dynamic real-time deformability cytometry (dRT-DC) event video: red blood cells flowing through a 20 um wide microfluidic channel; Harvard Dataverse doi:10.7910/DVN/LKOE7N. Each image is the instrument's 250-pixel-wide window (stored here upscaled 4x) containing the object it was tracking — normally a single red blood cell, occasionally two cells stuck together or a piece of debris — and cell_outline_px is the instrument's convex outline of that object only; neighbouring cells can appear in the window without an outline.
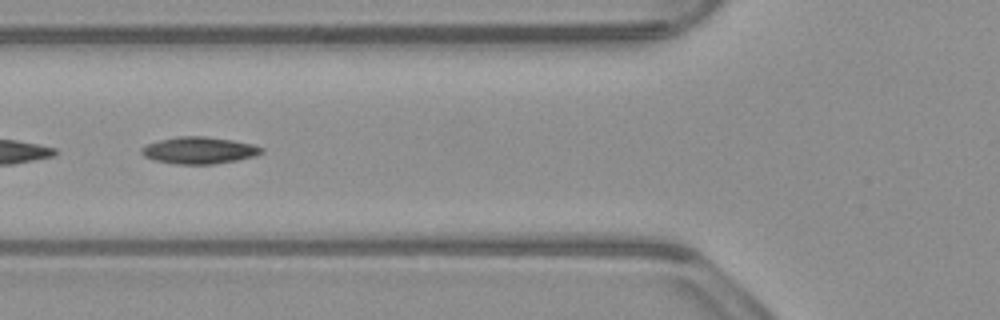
{"species": "common noctule bat (a hibernating species)", "species_latin": "Nyctalus noctula", "temperature_condition": "warm", "stored_images_in_passage": 13, "camera_frame_rate_fps": 3000, "um_per_image_px": 0.085, "animal": {"sex": "male", "body_mass_g": 23.1, "forearm_length_mm": 52.7}, "frame": {"image": 1, "passage_image": 8, "time_ms": 2.333, "image_size_px": [1000, 320], "cell_outline_px": [[264, 152], [256, 156], [236, 160], [212, 164], [176, 164], [156, 160], [144, 156], [140, 152], [140, 148], [148, 144], [160, 140], [176, 136], [204, 136], [232, 140], [252, 144], [264, 148]], "centroid_in_image_um": [16.94, 12.77], "position_along_channel_um": 108.9, "area_um2": 18.73}}
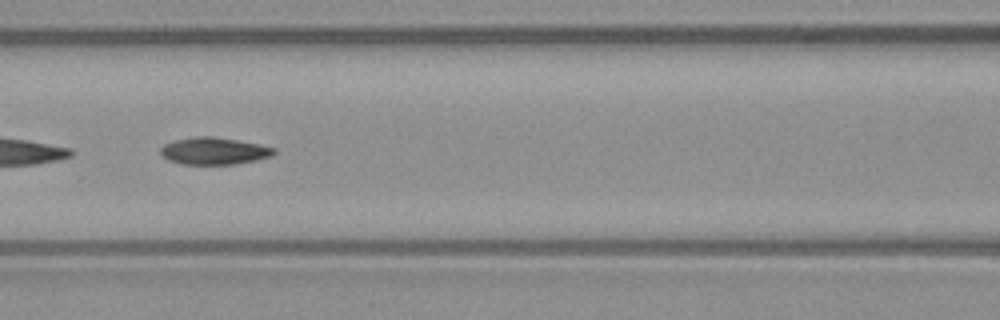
{"frame": {"image": 2, "passage_image": 11, "time_ms": 3.333, "image_size_px": [1000, 320], "cell_outline_px": [[276, 152], [272, 156], [256, 160], [236, 164], [180, 164], [168, 160], [160, 152], [160, 148], [164, 144], [176, 140], [196, 136], [212, 136], [260, 144], [276, 148]], "centroid_in_image_um": [18.21, 12.83], "position_along_channel_um": 148.4, "area_um2": 17.92}}